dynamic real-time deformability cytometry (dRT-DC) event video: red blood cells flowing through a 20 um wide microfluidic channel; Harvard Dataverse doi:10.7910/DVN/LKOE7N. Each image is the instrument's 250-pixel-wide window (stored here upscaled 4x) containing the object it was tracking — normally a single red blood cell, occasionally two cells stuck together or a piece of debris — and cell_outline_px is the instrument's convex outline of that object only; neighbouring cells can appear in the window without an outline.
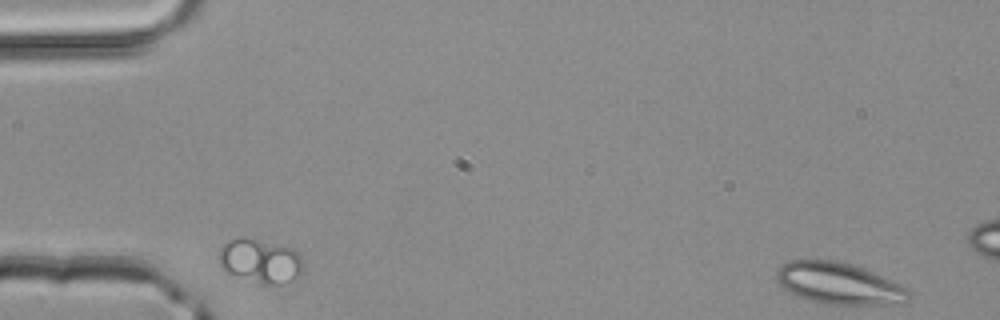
{"species": "common noctule bat (a hibernating species)", "species_latin": "Nyctalus noctula", "temperature_condition": "room temperature", "stored_images_in_passage": 1, "camera_frame_rate_fps": 3000, "um_per_image_px": 0.085, "animal": {"sex": "male", "body_mass_g": 20.4}, "frame": {"image": 1, "passage_image": 1, "time_ms": 0.0, "image_size_px": [1000, 320], "cell_outline_px": [[304, 268], [300, 276], [280, 284], [264, 284], [228, 272], [220, 268], [220, 248], [224, 244], [232, 240], [256, 240], [292, 248], [304, 260]], "centroid_in_image_um": [22.19, 22.22], "position_along_channel_um": 62.8, "area_um2": 20.87}}